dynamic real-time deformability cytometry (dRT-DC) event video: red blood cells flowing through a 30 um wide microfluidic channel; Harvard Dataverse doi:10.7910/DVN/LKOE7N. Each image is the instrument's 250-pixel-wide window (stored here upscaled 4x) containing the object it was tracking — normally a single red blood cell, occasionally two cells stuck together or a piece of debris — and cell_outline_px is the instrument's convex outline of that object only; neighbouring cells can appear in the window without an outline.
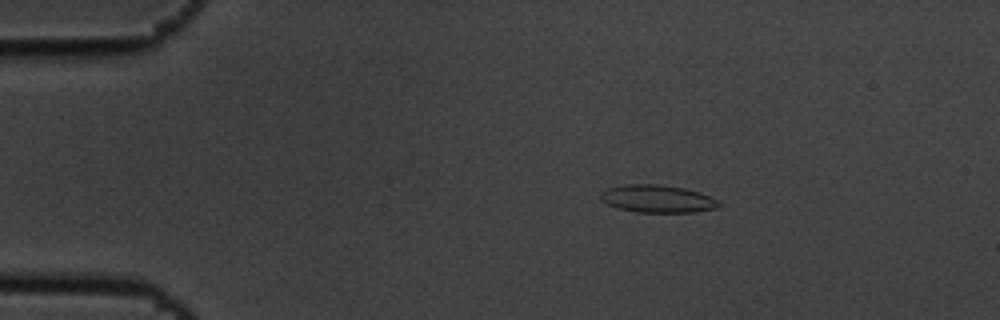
{"species": "common noctule bat (a hibernating species)", "species_latin": "Nyctalus noctula", "temperature_condition": "cold", "stored_images_in_passage": 6, "camera_frame_rate_fps": 3000, "um_per_image_px": 0.085, "animal": {"sex": "male", "body_mass_g": 19.5, "forearm_length_mm": 54.6}, "frame": {"image": 1, "passage_image": 3, "time_ms": 0.667, "image_size_px": [1000, 320], "cell_outline_px": [[720, 204], [716, 208], [696, 212], [636, 212], [616, 208], [600, 200], [600, 192], [604, 188], [624, 184], [660, 184], [684, 188], [700, 192], [716, 200]], "centroid_in_image_um": [55.81, 16.89], "position_along_channel_um": 29.2, "area_um2": 19.19}}
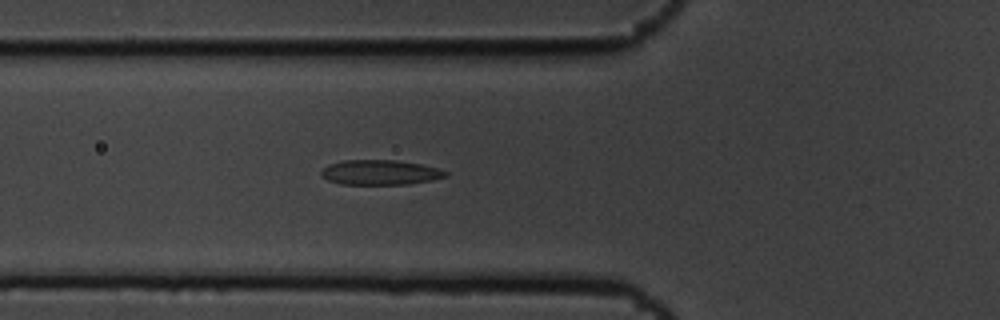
{"frame": {"image": 2, "passage_image": 6, "time_ms": 1.667, "image_size_px": [1000, 320], "cell_outline_px": [[448, 176], [432, 180], [408, 184], [340, 184], [328, 180], [320, 176], [320, 172], [328, 164], [344, 160], [396, 160], [420, 164], [440, 168], [448, 172]], "centroid_in_image_um": [32.32, 14.65], "position_along_channel_um": 93.5, "area_um2": 18.15}}